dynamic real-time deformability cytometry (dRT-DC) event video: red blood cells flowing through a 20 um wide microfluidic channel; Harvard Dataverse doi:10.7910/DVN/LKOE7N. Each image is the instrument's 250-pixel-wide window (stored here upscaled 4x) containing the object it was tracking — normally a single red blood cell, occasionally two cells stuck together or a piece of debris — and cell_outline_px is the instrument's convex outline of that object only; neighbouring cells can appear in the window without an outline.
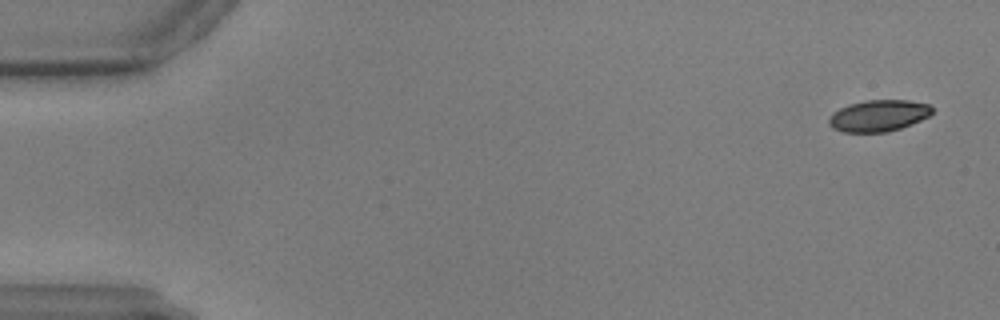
{"species": "common noctule bat (a hibernating species)", "species_latin": "Nyctalus noctula", "temperature_condition": "warm", "stored_images_in_passage": 60, "camera_frame_rate_fps": 3000, "um_per_image_px": 0.085, "animal": {"sex": "male", "body_mass_g": 17.9, "forearm_length_mm": 54.2}, "frame": {"image": 1, "passage_image": 3, "time_ms": 0.667, "image_size_px": [1000, 320], "cell_outline_px": [[932, 112], [928, 116], [912, 124], [888, 132], [844, 132], [832, 128], [828, 124], [828, 120], [832, 112], [848, 104], [868, 100], [908, 100], [928, 104], [932, 108]], "centroid_in_image_um": [74.64, 9.83], "position_along_channel_um": 10.4, "area_um2": 18.96}}
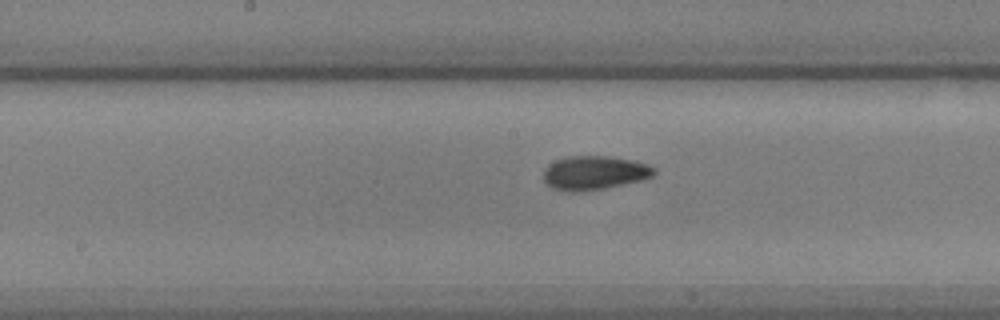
{"frame": {"image": 2, "passage_image": 31, "time_ms": 10.0, "image_size_px": [1000, 320], "cell_outline_px": [[656, 172], [652, 176], [640, 180], [604, 188], [576, 192], [568, 192], [552, 188], [544, 180], [544, 168], [548, 164], [556, 160], [568, 156], [608, 156], [636, 160], [648, 164], [656, 168]], "centroid_in_image_um": [50.52, 14.68], "position_along_channel_um": 197.7, "area_um2": 21.91}}
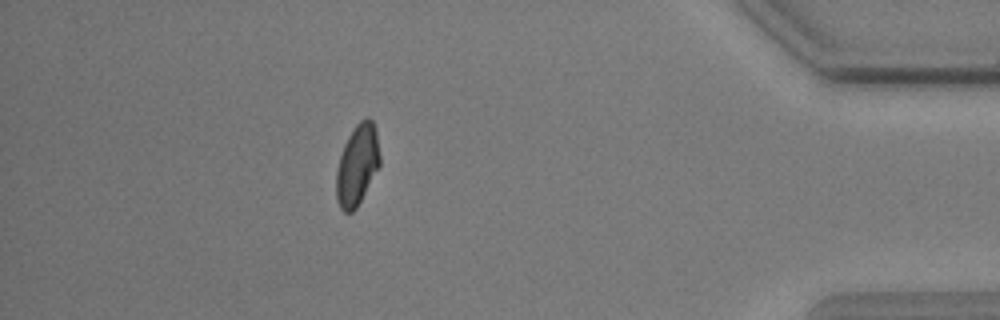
{"frame": {"image": 3, "passage_image": 53, "time_ms": 17.333, "image_size_px": [1000, 320], "cell_outline_px": [[380, 164], [356, 208], [352, 212], [344, 212], [340, 208], [336, 200], [336, 168], [344, 144], [348, 136], [356, 124], [360, 120], [368, 116], [372, 120], [376, 132], [380, 156]], "centroid_in_image_um": [30.34, 14.01], "position_along_channel_um": 404.9, "area_um2": 20.4}}